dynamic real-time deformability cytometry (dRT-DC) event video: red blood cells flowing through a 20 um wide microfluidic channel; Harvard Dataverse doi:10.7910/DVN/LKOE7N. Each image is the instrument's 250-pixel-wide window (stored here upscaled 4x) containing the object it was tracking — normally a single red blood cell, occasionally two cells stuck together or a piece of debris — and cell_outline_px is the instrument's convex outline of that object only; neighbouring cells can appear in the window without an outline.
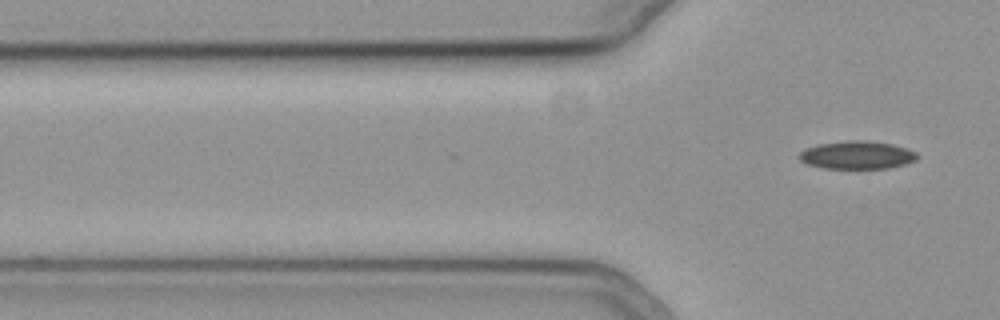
{"species": "common noctule bat (a hibernating species)", "species_latin": "Nyctalus noctula", "temperature_condition": "cold", "stored_images_in_passage": 2, "camera_frame_rate_fps": 3000, "um_per_image_px": 0.085, "animal": {"sex": "female", "body_mass_g": 19.3, "forearm_length_mm": 54.1}, "frame": {"image": 1, "passage_image": 2, "time_ms": 0.333, "image_size_px": [1000, 320], "cell_outline_px": [[920, 156], [916, 160], [908, 164], [888, 168], [824, 168], [804, 164], [796, 156], [800, 152], [808, 148], [820, 144], [848, 140], [864, 140], [892, 144], [908, 148], [916, 152]], "centroid_in_image_um": [72.87, 13.18], "position_along_channel_um": 52.9, "area_um2": 19.42}}